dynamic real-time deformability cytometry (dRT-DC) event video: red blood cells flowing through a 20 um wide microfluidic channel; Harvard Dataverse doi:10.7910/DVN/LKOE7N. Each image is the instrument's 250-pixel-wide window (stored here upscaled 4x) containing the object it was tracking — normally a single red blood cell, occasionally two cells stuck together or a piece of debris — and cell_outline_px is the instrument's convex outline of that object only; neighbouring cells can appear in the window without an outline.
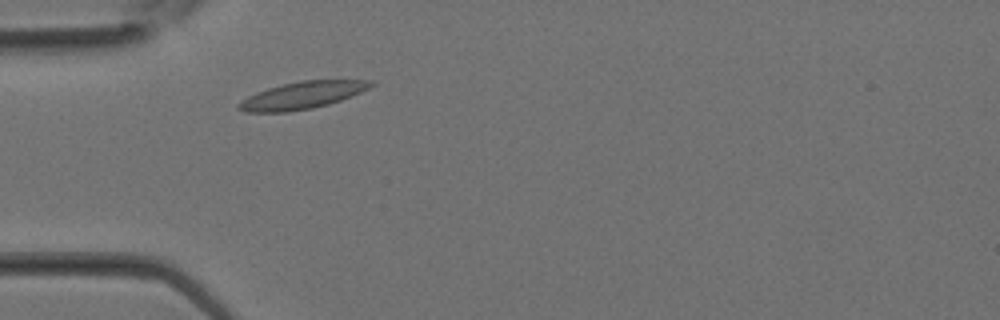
{"species": "Egyptian fruit bat (a non-hibernating species)", "species_latin": "Rousettus aegyptiacus", "temperature_condition": "room temperature", "stored_images_in_passage": 27, "camera_frame_rate_fps": 3000, "um_per_image_px": 0.085, "animal": {"sex": "female"}, "frame": {"image": 1, "passage_image": 4, "time_ms": 1.0, "image_size_px": [1000, 320], "cell_outline_px": [[376, 84], [352, 96], [328, 104], [312, 108], [288, 112], [244, 112], [236, 108], [236, 104], [240, 100], [256, 92], [268, 88], [300, 80], [372, 80]], "centroid_in_image_um": [25.65, 8.1], "position_along_channel_um": 59.4, "area_um2": 20.98}}
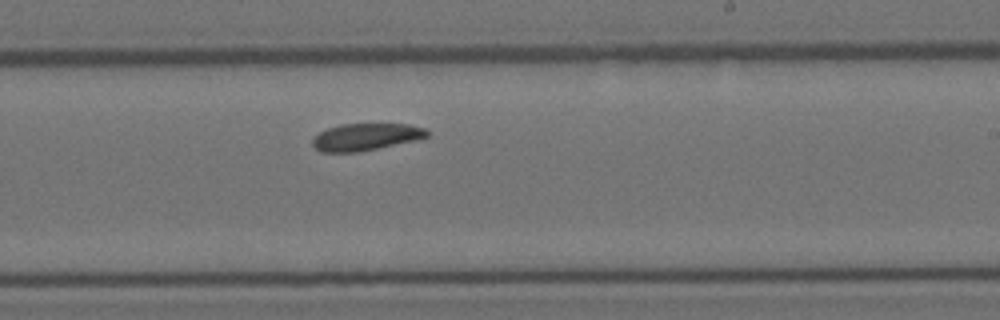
{"frame": {"image": 2, "passage_image": 14, "time_ms": 4.333, "image_size_px": [1000, 320], "cell_outline_px": [[432, 132], [428, 136], [420, 140], [356, 152], [320, 152], [312, 144], [312, 140], [320, 132], [328, 128], [340, 124], [408, 124], [424, 128]], "centroid_in_image_um": [31.15, 11.63], "position_along_channel_um": 257.9, "area_um2": 18.15}}
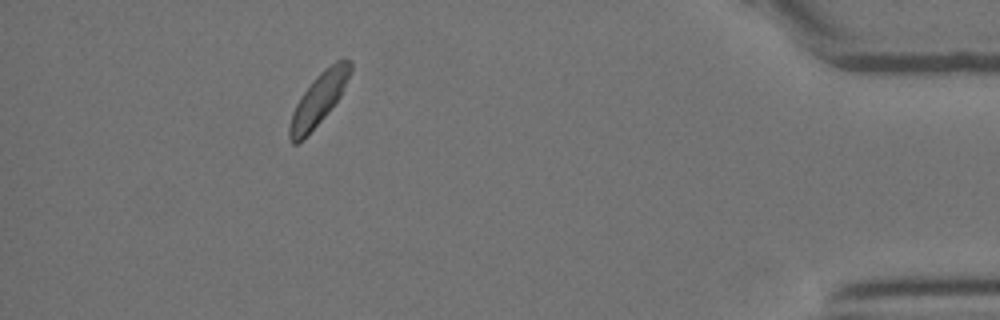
{"frame": {"image": 3, "passage_image": 24, "time_ms": 7.667, "image_size_px": [1000, 320], "cell_outline_px": [[352, 72], [340, 96], [328, 112], [296, 144], [292, 144], [288, 140], [288, 128], [292, 112], [300, 96], [312, 80], [324, 68], [336, 60], [352, 60]], "centroid_in_image_um": [27.08, 8.39], "position_along_channel_um": 408.1, "area_um2": 18.15}}